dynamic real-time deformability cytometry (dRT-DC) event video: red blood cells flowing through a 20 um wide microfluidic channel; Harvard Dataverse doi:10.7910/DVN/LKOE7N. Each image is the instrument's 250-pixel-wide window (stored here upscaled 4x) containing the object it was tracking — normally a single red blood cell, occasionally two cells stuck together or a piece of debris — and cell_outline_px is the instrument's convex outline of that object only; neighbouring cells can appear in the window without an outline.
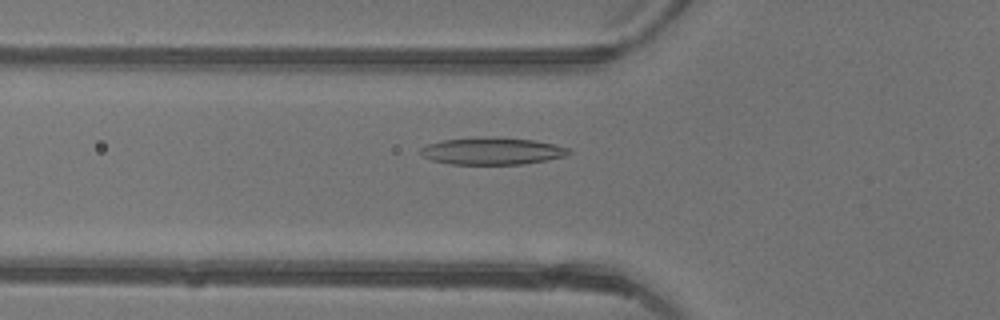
{"species": "common noctule bat (a hibernating species)", "species_latin": "Nyctalus noctula", "temperature_condition": "warm", "stored_images_in_passage": 37, "camera_frame_rate_fps": 3000, "um_per_image_px": 0.085, "animal": {"sex": "female"}, "frame": {"image": 1, "passage_image": 7, "time_ms": 2.0, "image_size_px": [1000, 320], "cell_outline_px": [[572, 152], [564, 156], [548, 160], [524, 164], [448, 164], [432, 160], [424, 156], [420, 152], [420, 148], [428, 144], [444, 140], [536, 140], [556, 144], [572, 148]], "centroid_in_image_um": [41.92, 12.89], "position_along_channel_um": 83.9, "area_um2": 22.31}}
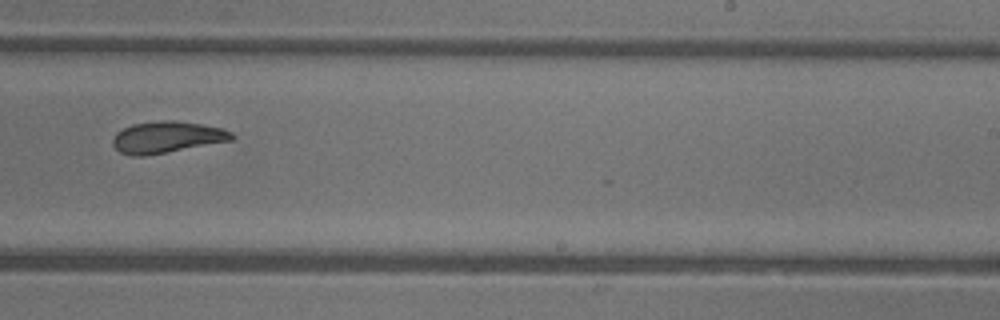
{"frame": {"image": 2, "passage_image": 20, "time_ms": 6.333, "image_size_px": [1000, 320], "cell_outline_px": [[236, 136], [232, 140], [144, 156], [132, 156], [120, 152], [112, 144], [112, 140], [116, 132], [132, 124], [160, 120], [176, 120], [224, 128], [232, 132]], "centroid_in_image_um": [14.18, 11.65], "position_along_channel_um": 274.8, "area_um2": 21.85}}
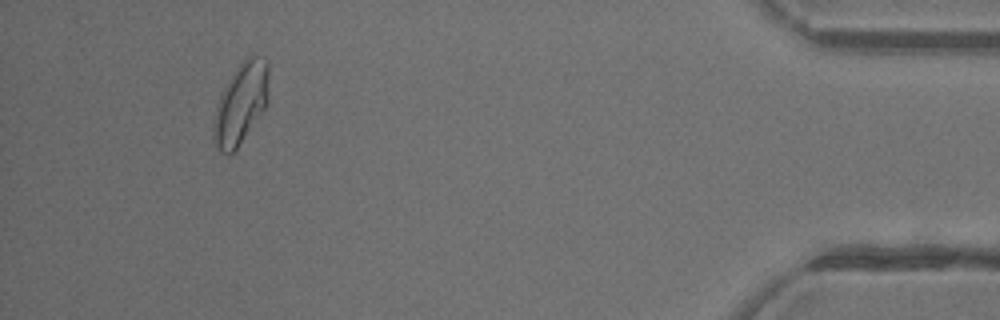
{"frame": {"image": 3, "passage_image": 34, "time_ms": 11.0, "image_size_px": [1000, 320], "cell_outline_px": [[268, 104], [236, 148], [228, 156], [220, 152], [212, 136], [212, 128], [216, 108], [220, 96], [224, 88], [236, 68], [248, 56], [264, 56], [268, 60]], "centroid_in_image_um": [20.48, 8.78], "position_along_channel_um": 414.7, "area_um2": 25.84}, "authors_computed_cell_mechanics": {"area_um2": 22.7154, "velocity_mm_per_s": 4.3892, "shape_relaxation_time_tau1_ms": 4.0436, "shape_relaxation_time_tau2_ms": 3.3655, "deformation_change_tau1": 0.1617, "deformation_change_tau2": 0.1071}}